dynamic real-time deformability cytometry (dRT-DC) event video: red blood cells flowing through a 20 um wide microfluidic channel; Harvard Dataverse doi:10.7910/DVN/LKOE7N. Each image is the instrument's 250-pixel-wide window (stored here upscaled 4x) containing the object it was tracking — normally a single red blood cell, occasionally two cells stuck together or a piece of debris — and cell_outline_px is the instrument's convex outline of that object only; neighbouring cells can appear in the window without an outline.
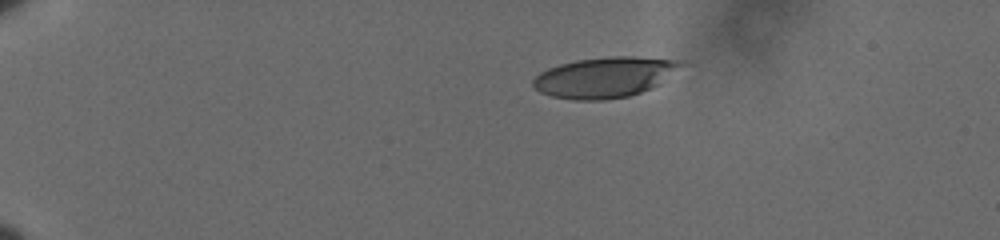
{"species": "human", "species_latin": "Homo sapiens", "temperature_condition": "cold", "stored_images_in_passage": 48, "camera_frame_rate_fps": 3000, "um_per_image_px": 0.085, "donor": {"sex": "male"}, "frame": {"image": 1, "passage_image": 1, "time_ms": 0.0, "image_size_px": [1000, 240], "cell_outline_px": [[688, 64], [660, 84], [652, 88], [628, 96], [604, 100], [572, 100], [552, 96], [540, 92], [532, 84], [532, 80], [540, 72], [548, 68], [560, 64], [576, 60], [612, 56], [632, 56], [676, 60]], "centroid_in_image_um": [51.43, 6.56], "position_along_channel_um": 33.6, "area_um2": 35.08}}
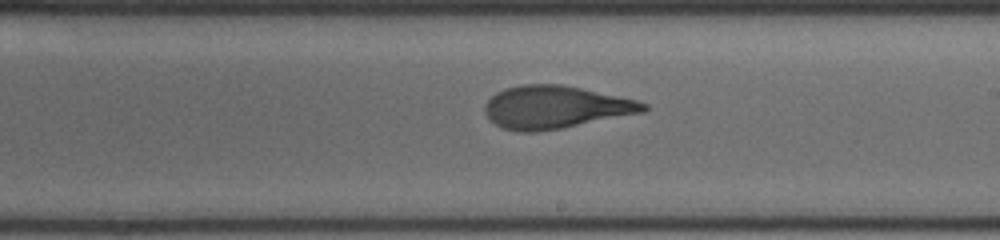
{"frame": {"image": 2, "passage_image": 26, "time_ms": 8.333, "image_size_px": [1000, 240], "cell_outline_px": [[648, 108], [644, 112], [560, 128], [536, 132], [520, 132], [504, 128], [496, 124], [484, 112], [484, 104], [496, 92], [504, 88], [524, 84], [560, 84], [580, 88], [636, 100], [648, 104]], "centroid_in_image_um": [47.18, 9.1], "position_along_channel_um": 241.8, "area_um2": 39.07}}
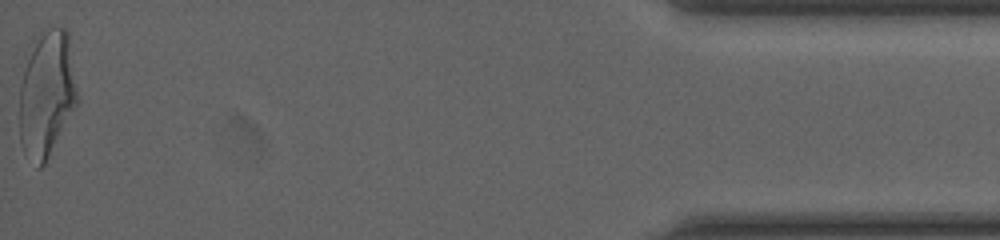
{"frame": {"image": 3, "passage_image": 48, "time_ms": 15.667, "image_size_px": [1000, 240], "cell_outline_px": [[80, 100], [44, 164], [40, 168], [36, 168], [20, 144], [20, 88], [24, 72], [28, 60], [40, 36], [48, 28], [64, 28], [68, 32]], "centroid_in_image_um": [4.02, 8.05], "position_along_channel_um": 431.2, "area_um2": 41.96}, "authors_computed_cell_mechanics": {"area_um2": 39.4485, "velocity_mm_per_s": 3.6074, "shape_relaxation_time_tau1_ms": 4.3423, "shape_relaxation_time_tau2_ms": 1.4884, "deformation_change_tau1": 0.2146, "deformation_change_tau2": 0.1029}}